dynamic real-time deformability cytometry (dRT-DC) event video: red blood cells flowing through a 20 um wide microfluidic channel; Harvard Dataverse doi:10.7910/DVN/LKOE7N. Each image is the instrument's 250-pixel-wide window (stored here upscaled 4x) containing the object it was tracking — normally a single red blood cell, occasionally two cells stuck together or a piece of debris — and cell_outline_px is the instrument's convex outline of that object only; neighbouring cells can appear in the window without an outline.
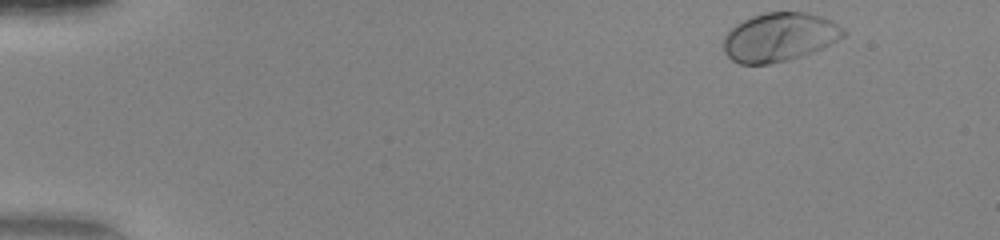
{"species": "human", "species_latin": "Homo sapiens", "temperature_condition": "warm", "stored_images_in_passage": 46, "camera_frame_rate_fps": 3000, "um_per_image_px": 0.085, "donor": {"sex": "female"}, "frame": {"image": 1, "passage_image": 1, "time_ms": 0.0, "image_size_px": [1000, 240], "cell_outline_px": [[848, 32], [844, 36], [812, 52], [788, 60], [768, 64], [740, 64], [732, 60], [724, 52], [724, 36], [736, 24], [752, 16], [764, 12], [808, 12], [832, 20], [840, 24]], "centroid_in_image_um": [66.26, 3.14], "position_along_channel_um": 18.7, "area_um2": 33.99}}
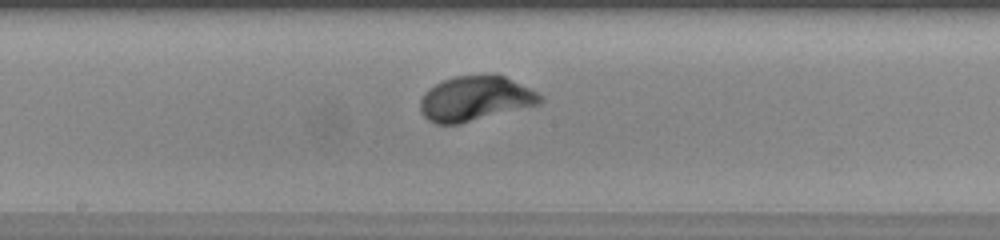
{"frame": {"image": 2, "passage_image": 24, "time_ms": 7.667, "image_size_px": [1000, 240], "cell_outline_px": [[544, 100], [540, 104], [460, 124], [436, 124], [428, 120], [420, 112], [420, 100], [424, 92], [436, 84], [444, 80], [456, 76], [504, 76], [544, 96]], "centroid_in_image_um": [40.38, 8.41], "position_along_channel_um": 207.8, "area_um2": 30.98}}
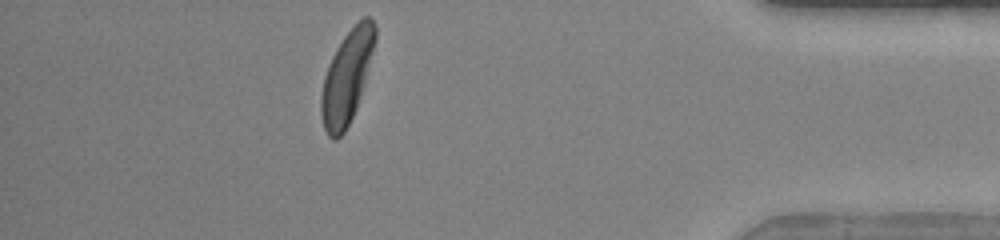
{"frame": {"image": 3, "passage_image": 41, "time_ms": 13.333, "image_size_px": [1000, 240], "cell_outline_px": [[376, 40], [356, 108], [344, 132], [336, 140], [332, 140], [328, 136], [324, 128], [320, 112], [320, 96], [324, 76], [328, 64], [336, 48], [344, 36], [364, 16], [368, 16], [372, 20], [376, 28]], "centroid_in_image_um": [29.45, 6.56], "position_along_channel_um": 405.8, "area_um2": 28.67}, "authors_computed_cell_mechanics": {"area_um2": 30.7207, "velocity_mm_per_s": 4.1368, "shape_relaxation_time_tau1_ms": 1.5585, "shape_relaxation_time_tau2_ms": null, "deformation_change_tau1": 0.156, "deformation_change_tau2": null}}